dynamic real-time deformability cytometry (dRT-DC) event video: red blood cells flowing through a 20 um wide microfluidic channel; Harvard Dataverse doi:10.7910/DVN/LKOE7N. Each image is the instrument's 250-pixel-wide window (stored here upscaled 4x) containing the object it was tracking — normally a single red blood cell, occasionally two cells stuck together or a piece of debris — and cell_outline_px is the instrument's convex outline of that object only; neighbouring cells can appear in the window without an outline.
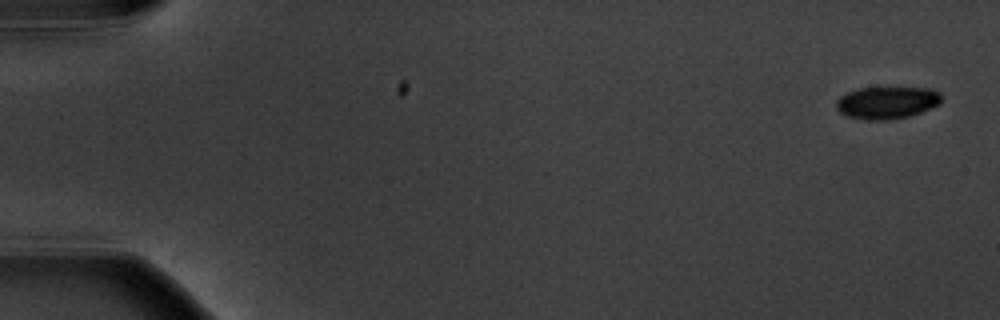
{"species": "common noctule bat (a hibernating species)", "species_latin": "Nyctalus noctula", "temperature_condition": "warm", "stored_images_in_passage": 6, "camera_frame_rate_fps": 3000, "um_per_image_px": 0.085, "animal": {"sex": "male", "body_mass_g": 20.1, "forearm_length_mm": 53.5}, "frame": {"image": 1, "passage_image": 1, "time_ms": 0.0, "image_size_px": [1000, 320], "cell_outline_px": [[940, 104], [920, 112], [908, 116], [888, 120], [864, 120], [848, 116], [840, 112], [836, 108], [836, 100], [840, 96], [848, 92], [860, 88], [932, 88], [940, 92]], "centroid_in_image_um": [75.38, 8.72], "position_along_channel_um": 9.6, "area_um2": 19.71}}